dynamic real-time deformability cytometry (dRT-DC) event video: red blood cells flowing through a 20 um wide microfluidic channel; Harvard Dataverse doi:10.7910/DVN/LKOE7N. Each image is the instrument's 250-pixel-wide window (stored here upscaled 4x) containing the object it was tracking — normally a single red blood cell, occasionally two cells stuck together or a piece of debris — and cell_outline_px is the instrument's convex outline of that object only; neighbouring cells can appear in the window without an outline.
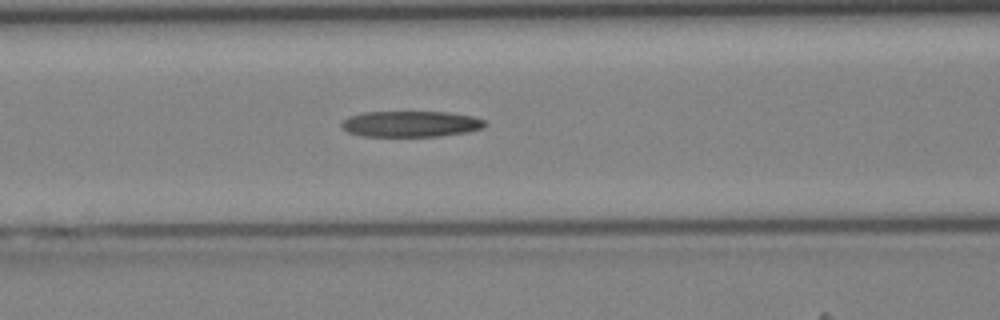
{"species": "Egyptian fruit bat (a non-hibernating species)", "species_latin": "Rousettus aegyptiacus", "temperature_condition": "cold", "stored_images_in_passage": 44, "camera_frame_rate_fps": 3000, "um_per_image_px": 0.085, "animal": {"sex": "female"}, "frame": {"image": 1, "passage_image": 18, "time_ms": 5.667, "image_size_px": [1000, 320], "cell_outline_px": [[488, 124], [484, 128], [464, 132], [440, 136], [360, 136], [348, 132], [340, 124], [348, 116], [364, 112], [448, 112], [472, 116], [484, 120]], "centroid_in_image_um": [34.92, 10.53], "position_along_channel_um": 131.7, "area_um2": 21.68}}
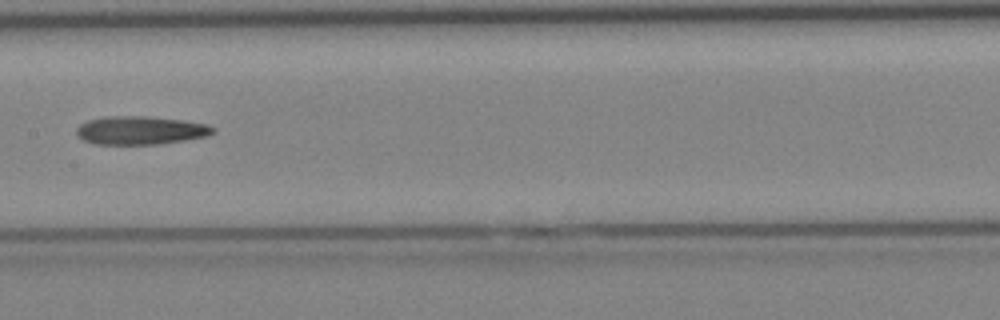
{"frame": {"image": 2, "passage_image": 22, "time_ms": 7.0, "image_size_px": [1000, 320], "cell_outline_px": [[216, 132], [208, 136], [160, 144], [96, 144], [84, 140], [76, 132], [76, 128], [80, 124], [88, 120], [104, 116], [148, 116], [180, 120], [208, 124], [216, 128]], "centroid_in_image_um": [11.97, 11.07], "position_along_channel_um": 195.4, "area_um2": 22.6}}
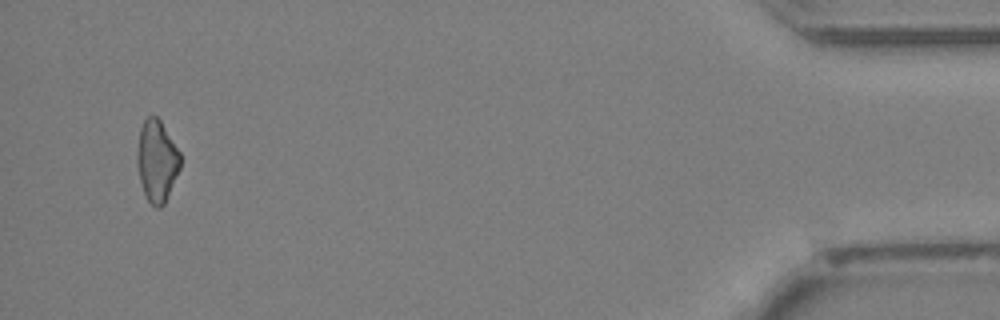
{"frame": {"image": 3, "passage_image": 41, "time_ms": 13.333, "image_size_px": [1000, 320], "cell_outline_px": [[180, 168], [164, 204], [160, 208], [156, 208], [148, 200], [144, 192], [140, 180], [136, 164], [136, 156], [140, 128], [144, 120], [148, 116], [156, 116], [160, 120], [180, 152]], "centroid_in_image_um": [13.32, 13.67], "position_along_channel_um": 421.9, "area_um2": 20.4}}